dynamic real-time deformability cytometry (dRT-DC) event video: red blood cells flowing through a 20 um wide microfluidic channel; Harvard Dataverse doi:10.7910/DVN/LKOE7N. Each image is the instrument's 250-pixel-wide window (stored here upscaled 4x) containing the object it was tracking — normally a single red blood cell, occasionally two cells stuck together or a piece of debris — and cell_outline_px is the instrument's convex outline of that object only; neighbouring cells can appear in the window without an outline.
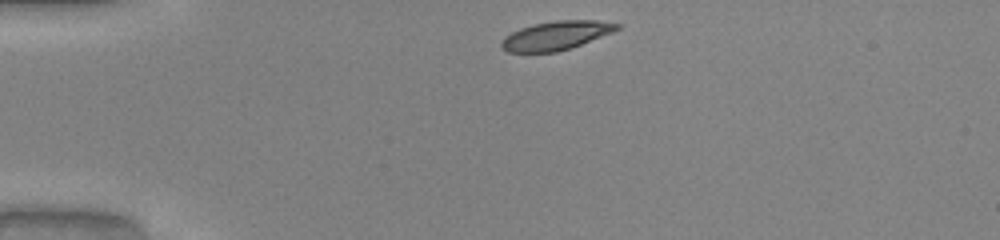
{"species": "common noctule bat (a hibernating species)", "species_latin": "Nyctalus noctula", "temperature_condition": "warm", "stored_images_in_passage": 32, "camera_frame_rate_fps": 3000, "um_per_image_px": 0.085, "animal": {"sex": "male", "body_mass_g": 20.0, "forearm_length_mm": 53.3}, "frame": {"image": 1, "passage_image": 1, "time_ms": 0.0, "image_size_px": [1000, 240], "cell_outline_px": [[624, 24], [620, 28], [612, 32], [580, 44], [556, 52], [508, 52], [500, 48], [500, 44], [504, 36], [520, 28], [532, 24], [556, 20], [596, 20]], "centroid_in_image_um": [47.24, 3.0], "position_along_channel_um": 37.8, "area_um2": 19.36}}
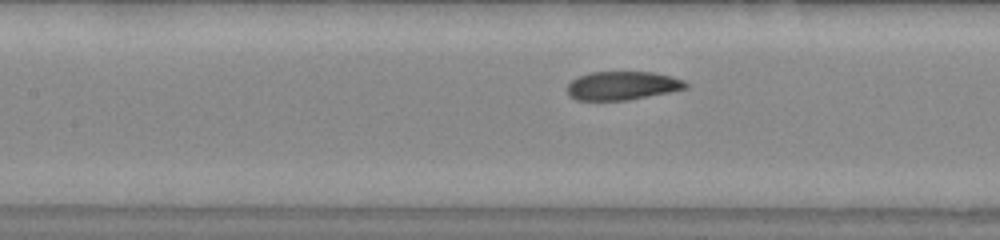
{"frame": {"image": 2, "passage_image": 13, "time_ms": 4.0, "image_size_px": [1000, 240], "cell_outline_px": [[688, 88], [628, 100], [576, 100], [568, 96], [568, 84], [572, 80], [580, 76], [592, 72], [652, 72], [684, 80], [688, 84]], "centroid_in_image_um": [52.89, 7.28], "position_along_channel_um": 154.5, "area_um2": 19.54}}
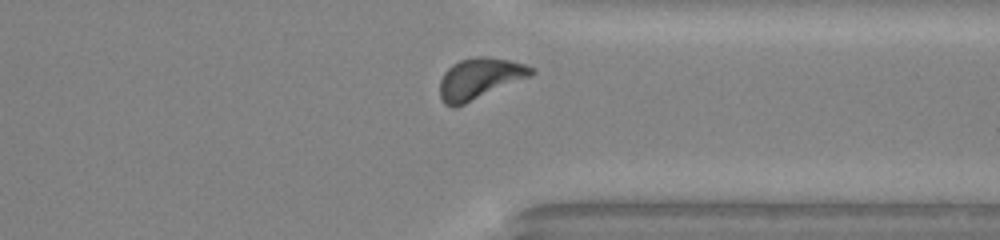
{"frame": {"image": 3, "passage_image": 29, "time_ms": 9.333, "image_size_px": [1000, 240], "cell_outline_px": [[536, 72], [528, 76], [464, 104], [452, 108], [444, 104], [440, 96], [440, 80], [444, 72], [452, 64], [460, 60], [480, 56], [484, 56], [508, 60], [524, 64], [536, 68]], "centroid_in_image_um": [40.72, 6.67], "position_along_channel_um": 370.7, "area_um2": 21.44}, "authors_computed_cell_mechanics": {"area_um2": 20.4034, "velocity_mm_per_s": 4.0584, "shape_relaxation_time_tau1_ms": 1.6762, "shape_relaxation_time_tau2_ms": 2.8907, "deformation_change_tau1": 0.13, "deformation_change_tau2": 0.1015}}